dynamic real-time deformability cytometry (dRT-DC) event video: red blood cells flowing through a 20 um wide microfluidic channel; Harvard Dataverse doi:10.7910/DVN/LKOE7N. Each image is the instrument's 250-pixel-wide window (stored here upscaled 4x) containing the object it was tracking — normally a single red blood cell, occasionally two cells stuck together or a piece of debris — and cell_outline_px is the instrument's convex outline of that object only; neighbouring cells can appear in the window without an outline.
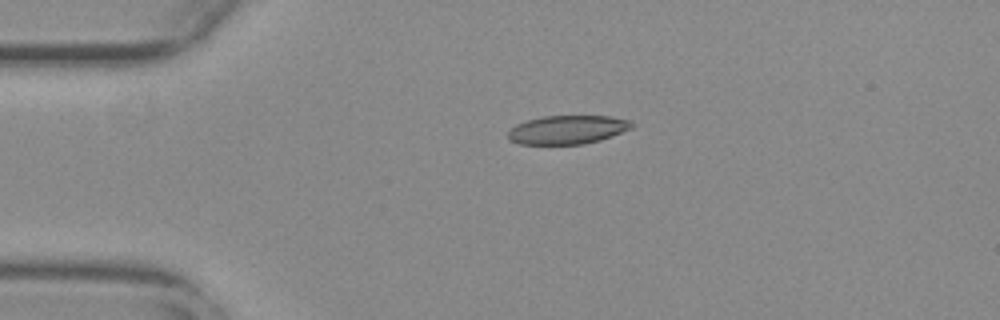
{"species": "common noctule bat (a hibernating species)", "species_latin": "Nyctalus noctula", "temperature_condition": "warm", "stored_images_in_passage": 43, "camera_frame_rate_fps": 3000, "um_per_image_px": 0.085, "animal": {"sex": "female", "body_mass_g": 29.2, "forearm_length_mm": 56.3}, "frame": {"image": 1, "passage_image": 1, "time_ms": 0.0, "image_size_px": [1000, 320], "cell_outline_px": [[636, 124], [632, 128], [612, 136], [600, 140], [584, 144], [520, 144], [508, 140], [508, 132], [516, 124], [528, 120], [544, 116], [608, 116], [632, 120]], "centroid_in_image_um": [48.27, 11.02], "position_along_channel_um": 36.7, "area_um2": 20.75}}
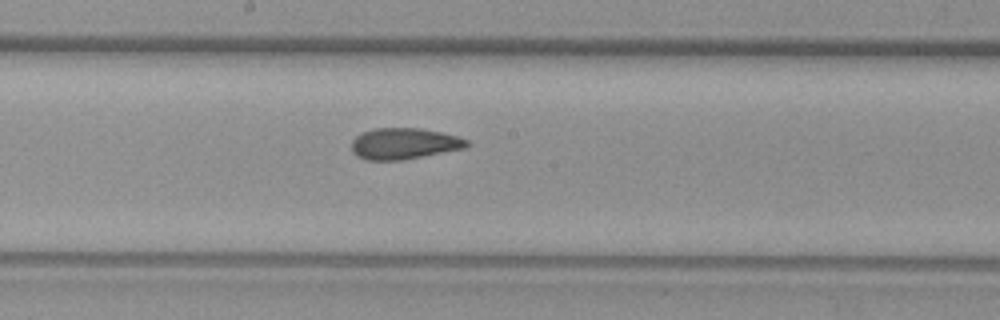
{"frame": {"image": 2, "passage_image": 18, "time_ms": 5.667, "image_size_px": [1000, 320], "cell_outline_px": [[468, 144], [464, 148], [400, 160], [364, 160], [356, 156], [352, 152], [352, 140], [356, 136], [372, 128], [420, 128], [440, 132], [456, 136], [468, 140]], "centroid_in_image_um": [34.28, 12.2], "position_along_channel_um": 213.9, "area_um2": 20.75}}
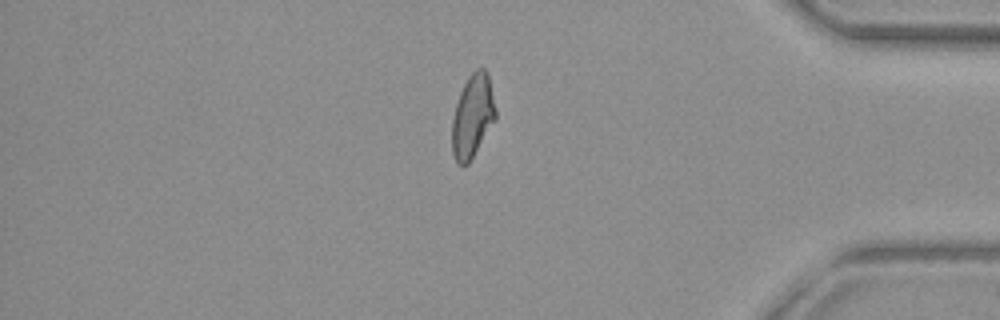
{"frame": {"image": 3, "passage_image": 35, "time_ms": 11.333, "image_size_px": [1000, 320], "cell_outline_px": [[496, 120], [468, 164], [456, 164], [452, 152], [452, 120], [456, 104], [460, 92], [468, 76], [476, 68], [484, 68], [488, 72], [496, 112]], "centroid_in_image_um": [40.17, 9.86], "position_along_channel_um": 395.0, "area_um2": 21.15}, "authors_computed_cell_mechanics": {"area_um2": 21.2704, "velocity_mm_per_s": 3.7561, "shape_relaxation_time_tau1_ms": null, "shape_relaxation_time_tau2_ms": 2.1904, "deformation_change_tau1": null, "deformation_change_tau2": 0.0936}}